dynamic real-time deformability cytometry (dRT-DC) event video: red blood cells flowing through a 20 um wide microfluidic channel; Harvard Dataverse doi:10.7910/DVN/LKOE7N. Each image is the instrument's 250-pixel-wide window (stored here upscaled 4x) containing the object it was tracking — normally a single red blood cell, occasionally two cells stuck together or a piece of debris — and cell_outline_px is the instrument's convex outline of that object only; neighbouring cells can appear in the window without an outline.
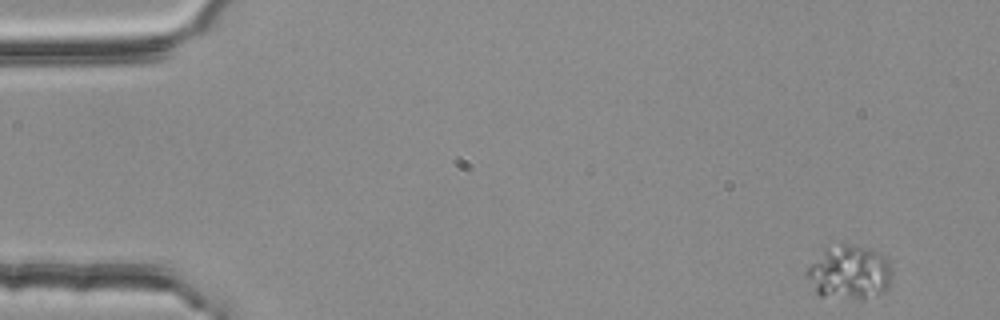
{"species": "common noctule bat (a hibernating species)", "species_latin": "Nyctalus noctula", "temperature_condition": "room temperature", "stored_images_in_passage": 4, "camera_frame_rate_fps": 3000, "um_per_image_px": 0.085, "animal": {"sex": "female", "body_mass_g": 25.1}, "frame": {"image": 1, "passage_image": 1, "time_ms": 0.0, "image_size_px": [1000, 320], "cell_outline_px": [[892, 272], [888, 288], [884, 292], [864, 300], [860, 300], [820, 296], [816, 292], [804, 272], [824, 244], [852, 244], [868, 248], [884, 256], [888, 260]], "centroid_in_image_um": [72.16, 23.14], "position_along_channel_um": 12.8, "area_um2": 27.63}}
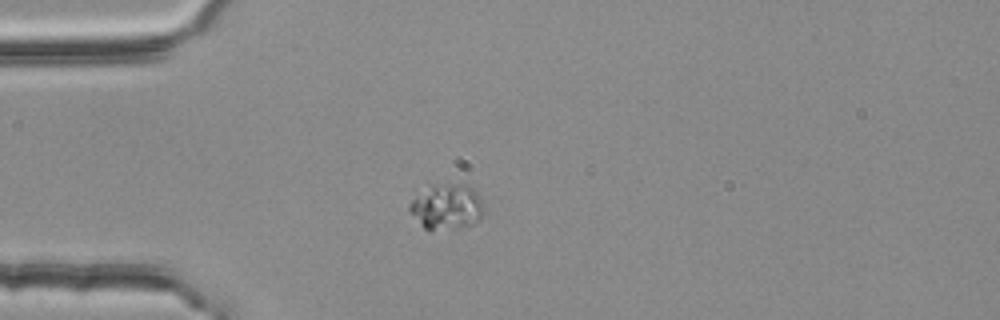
{"frame": {"image": 2, "passage_image": 3, "time_ms": 0.667, "image_size_px": [1000, 320], "cell_outline_px": [[484, 212], [480, 220], [472, 224], [428, 232], [408, 212], [408, 204], [412, 200], [432, 188], [448, 184], [464, 184], [472, 188], [480, 196], [484, 208]], "centroid_in_image_um": [37.99, 17.63], "position_along_channel_um": 47.0, "area_um2": 19.31}}